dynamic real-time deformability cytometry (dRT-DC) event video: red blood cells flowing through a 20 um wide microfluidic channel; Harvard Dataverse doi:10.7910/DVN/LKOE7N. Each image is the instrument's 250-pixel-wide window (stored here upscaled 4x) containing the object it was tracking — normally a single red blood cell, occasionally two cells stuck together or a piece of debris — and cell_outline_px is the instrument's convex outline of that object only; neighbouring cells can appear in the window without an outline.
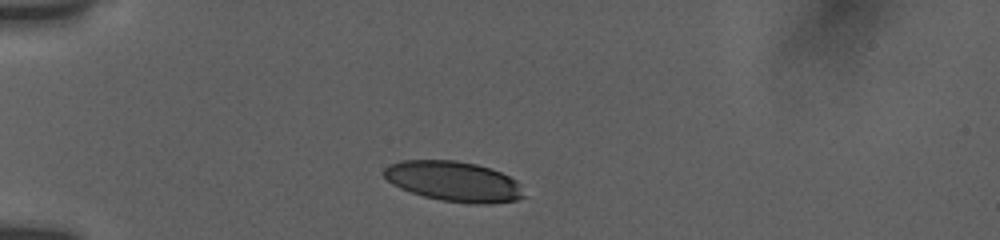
{"species": "human", "species_latin": "Homo sapiens", "temperature_condition": "room temperature", "stored_images_in_passage": 37, "camera_frame_rate_fps": 3000, "um_per_image_px": 0.085, "donor": {"sex": "female"}, "frame": {"image": 1, "passage_image": 1, "time_ms": 0.0, "image_size_px": [1000, 240], "cell_outline_px": [[524, 196], [516, 200], [492, 204], [472, 204], [440, 200], [424, 196], [400, 188], [392, 184], [384, 176], [384, 168], [388, 164], [400, 160], [456, 160], [476, 164], [492, 168], [516, 180], [520, 184]], "centroid_in_image_um": [38.56, 15.41], "position_along_channel_um": 46.4, "area_um2": 32.89}}
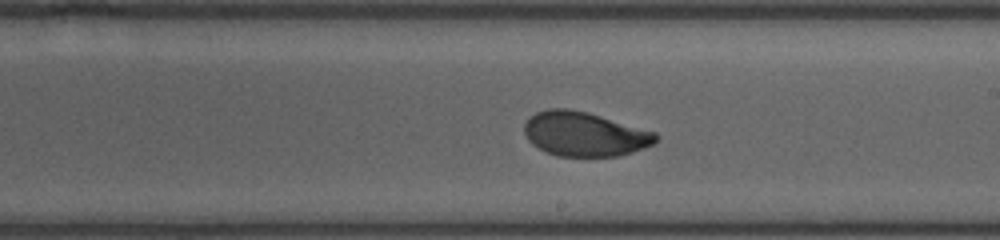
{"frame": {"image": 2, "passage_image": 15, "time_ms": 6.0, "image_size_px": [1000, 240], "cell_outline_px": [[660, 140], [644, 148], [632, 152], [616, 156], [556, 156], [544, 152], [532, 144], [528, 140], [524, 132], [524, 124], [536, 112], [548, 108], [568, 108], [588, 112], [656, 132], [660, 136]], "centroid_in_image_um": [49.69, 11.39], "position_along_channel_um": 239.3, "area_um2": 34.22}}
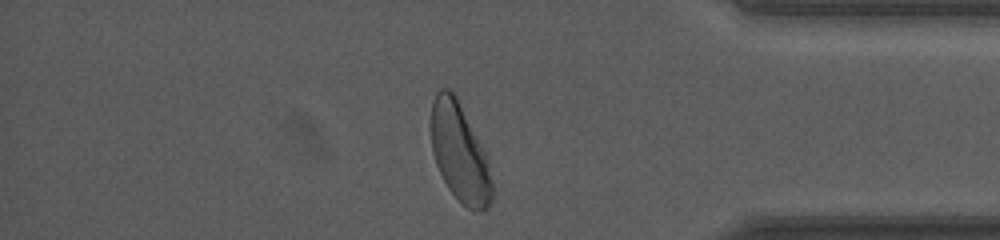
{"frame": {"image": 3, "passage_image": 32, "time_ms": 10.667, "image_size_px": [1000, 240], "cell_outline_px": [[492, 200], [488, 208], [484, 212], [468, 208], [448, 188], [436, 164], [432, 152], [432, 100], [436, 92], [440, 88], [448, 88], [456, 96], [484, 148], [488, 156], [492, 184]], "centroid_in_image_um": [39.1, 12.97], "position_along_channel_um": 396.1, "area_um2": 34.91}, "authors_computed_cell_mechanics": {"area_um2": 34.5066, "velocity_mm_per_s": 3.7536, "shape_relaxation_time_tau1_ms": 2.9217, "shape_relaxation_time_tau2_ms": 0.7194, "deformation_change_tau1": 0.1348, "deformation_change_tau2": 0.0528}}